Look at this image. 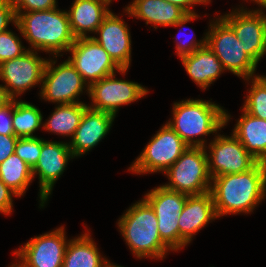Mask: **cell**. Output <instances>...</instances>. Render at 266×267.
Masks as SVG:
<instances>
[{"instance_id": "44dd1931", "label": "cell", "mask_w": 266, "mask_h": 267, "mask_svg": "<svg viewBox=\"0 0 266 267\" xmlns=\"http://www.w3.org/2000/svg\"><path fill=\"white\" fill-rule=\"evenodd\" d=\"M112 0H75L67 12L70 29L75 38L87 37L96 32L103 19L111 12L108 5Z\"/></svg>"}, {"instance_id": "f35d334b", "label": "cell", "mask_w": 266, "mask_h": 267, "mask_svg": "<svg viewBox=\"0 0 266 267\" xmlns=\"http://www.w3.org/2000/svg\"><path fill=\"white\" fill-rule=\"evenodd\" d=\"M253 1H255L260 6H263L264 8H266V0H253Z\"/></svg>"}, {"instance_id": "d6a6232c", "label": "cell", "mask_w": 266, "mask_h": 267, "mask_svg": "<svg viewBox=\"0 0 266 267\" xmlns=\"http://www.w3.org/2000/svg\"><path fill=\"white\" fill-rule=\"evenodd\" d=\"M9 22L16 23V14L11 0H0V33L7 30Z\"/></svg>"}, {"instance_id": "74e56055", "label": "cell", "mask_w": 266, "mask_h": 267, "mask_svg": "<svg viewBox=\"0 0 266 267\" xmlns=\"http://www.w3.org/2000/svg\"><path fill=\"white\" fill-rule=\"evenodd\" d=\"M8 100H9V98L7 97L4 86L0 85V106H2Z\"/></svg>"}, {"instance_id": "484cf974", "label": "cell", "mask_w": 266, "mask_h": 267, "mask_svg": "<svg viewBox=\"0 0 266 267\" xmlns=\"http://www.w3.org/2000/svg\"><path fill=\"white\" fill-rule=\"evenodd\" d=\"M0 179L21 197L33 180L32 168L14 153L0 164Z\"/></svg>"}, {"instance_id": "83f0119b", "label": "cell", "mask_w": 266, "mask_h": 267, "mask_svg": "<svg viewBox=\"0 0 266 267\" xmlns=\"http://www.w3.org/2000/svg\"><path fill=\"white\" fill-rule=\"evenodd\" d=\"M243 110L259 119L266 120V85L256 76L252 79Z\"/></svg>"}, {"instance_id": "7a4b0ae2", "label": "cell", "mask_w": 266, "mask_h": 267, "mask_svg": "<svg viewBox=\"0 0 266 267\" xmlns=\"http://www.w3.org/2000/svg\"><path fill=\"white\" fill-rule=\"evenodd\" d=\"M17 29L32 48L45 52L68 51L75 41L67 11L57 8L43 11L15 12Z\"/></svg>"}, {"instance_id": "5b68a950", "label": "cell", "mask_w": 266, "mask_h": 267, "mask_svg": "<svg viewBox=\"0 0 266 267\" xmlns=\"http://www.w3.org/2000/svg\"><path fill=\"white\" fill-rule=\"evenodd\" d=\"M164 173L170 180L164 185L166 188L187 195L204 194L210 191L212 185L205 147L188 146Z\"/></svg>"}, {"instance_id": "7402d4cb", "label": "cell", "mask_w": 266, "mask_h": 267, "mask_svg": "<svg viewBox=\"0 0 266 267\" xmlns=\"http://www.w3.org/2000/svg\"><path fill=\"white\" fill-rule=\"evenodd\" d=\"M181 60L190 78L203 89L225 70L222 62L207 45L181 57Z\"/></svg>"}, {"instance_id": "836d02e7", "label": "cell", "mask_w": 266, "mask_h": 267, "mask_svg": "<svg viewBox=\"0 0 266 267\" xmlns=\"http://www.w3.org/2000/svg\"><path fill=\"white\" fill-rule=\"evenodd\" d=\"M17 140L18 137L15 135L0 134V164L14 154Z\"/></svg>"}, {"instance_id": "8d00e7d4", "label": "cell", "mask_w": 266, "mask_h": 267, "mask_svg": "<svg viewBox=\"0 0 266 267\" xmlns=\"http://www.w3.org/2000/svg\"><path fill=\"white\" fill-rule=\"evenodd\" d=\"M166 2L175 4L185 10L187 13H195L191 10L195 4L208 3L211 0H165Z\"/></svg>"}, {"instance_id": "cb8c5ba5", "label": "cell", "mask_w": 266, "mask_h": 267, "mask_svg": "<svg viewBox=\"0 0 266 267\" xmlns=\"http://www.w3.org/2000/svg\"><path fill=\"white\" fill-rule=\"evenodd\" d=\"M85 233L72 239L66 247L62 267H109L110 262L103 259L96 243Z\"/></svg>"}, {"instance_id": "8992f818", "label": "cell", "mask_w": 266, "mask_h": 267, "mask_svg": "<svg viewBox=\"0 0 266 267\" xmlns=\"http://www.w3.org/2000/svg\"><path fill=\"white\" fill-rule=\"evenodd\" d=\"M218 19V20H217ZM206 33V45L222 62L224 69L230 70L238 77L249 80L254 76L257 63L245 52L234 30L220 17Z\"/></svg>"}, {"instance_id": "2e32d148", "label": "cell", "mask_w": 266, "mask_h": 267, "mask_svg": "<svg viewBox=\"0 0 266 267\" xmlns=\"http://www.w3.org/2000/svg\"><path fill=\"white\" fill-rule=\"evenodd\" d=\"M73 157L68 143L42 139L40 156L32 168L33 178L35 175H39L41 207L44 206L51 194L55 182L63 174L68 159Z\"/></svg>"}, {"instance_id": "277c9868", "label": "cell", "mask_w": 266, "mask_h": 267, "mask_svg": "<svg viewBox=\"0 0 266 267\" xmlns=\"http://www.w3.org/2000/svg\"><path fill=\"white\" fill-rule=\"evenodd\" d=\"M118 226L130 250L138 257L163 258L171 250L158 232L154 210L143 199L130 207L118 221Z\"/></svg>"}, {"instance_id": "7c38bea8", "label": "cell", "mask_w": 266, "mask_h": 267, "mask_svg": "<svg viewBox=\"0 0 266 267\" xmlns=\"http://www.w3.org/2000/svg\"><path fill=\"white\" fill-rule=\"evenodd\" d=\"M46 62L36 51L34 53L29 49L20 57L3 61L0 64V79L6 83L4 89L7 97L15 99L25 90L41 83Z\"/></svg>"}, {"instance_id": "9c48e42d", "label": "cell", "mask_w": 266, "mask_h": 267, "mask_svg": "<svg viewBox=\"0 0 266 267\" xmlns=\"http://www.w3.org/2000/svg\"><path fill=\"white\" fill-rule=\"evenodd\" d=\"M187 194L166 188L164 185L150 190L144 200L154 210L161 240L172 250H179V217Z\"/></svg>"}, {"instance_id": "6da1fadb", "label": "cell", "mask_w": 266, "mask_h": 267, "mask_svg": "<svg viewBox=\"0 0 266 267\" xmlns=\"http://www.w3.org/2000/svg\"><path fill=\"white\" fill-rule=\"evenodd\" d=\"M210 192L217 217L249 213L266 196V163L258 162L252 169L212 178Z\"/></svg>"}, {"instance_id": "603a6c76", "label": "cell", "mask_w": 266, "mask_h": 267, "mask_svg": "<svg viewBox=\"0 0 266 267\" xmlns=\"http://www.w3.org/2000/svg\"><path fill=\"white\" fill-rule=\"evenodd\" d=\"M233 134L256 160L266 163V120L243 110Z\"/></svg>"}, {"instance_id": "f546056e", "label": "cell", "mask_w": 266, "mask_h": 267, "mask_svg": "<svg viewBox=\"0 0 266 267\" xmlns=\"http://www.w3.org/2000/svg\"><path fill=\"white\" fill-rule=\"evenodd\" d=\"M28 50L22 46L19 37L10 30L0 33V64L3 61L20 57Z\"/></svg>"}, {"instance_id": "f1b7e54d", "label": "cell", "mask_w": 266, "mask_h": 267, "mask_svg": "<svg viewBox=\"0 0 266 267\" xmlns=\"http://www.w3.org/2000/svg\"><path fill=\"white\" fill-rule=\"evenodd\" d=\"M42 139L38 137L18 138L14 153L33 168L40 156Z\"/></svg>"}, {"instance_id": "60d3db41", "label": "cell", "mask_w": 266, "mask_h": 267, "mask_svg": "<svg viewBox=\"0 0 266 267\" xmlns=\"http://www.w3.org/2000/svg\"><path fill=\"white\" fill-rule=\"evenodd\" d=\"M109 267H122V266L114 265L111 263Z\"/></svg>"}, {"instance_id": "ffe728a7", "label": "cell", "mask_w": 266, "mask_h": 267, "mask_svg": "<svg viewBox=\"0 0 266 267\" xmlns=\"http://www.w3.org/2000/svg\"><path fill=\"white\" fill-rule=\"evenodd\" d=\"M115 116L87 108L80 125L70 141L69 148L74 157L81 156L96 146L109 132Z\"/></svg>"}, {"instance_id": "52a82bcc", "label": "cell", "mask_w": 266, "mask_h": 267, "mask_svg": "<svg viewBox=\"0 0 266 267\" xmlns=\"http://www.w3.org/2000/svg\"><path fill=\"white\" fill-rule=\"evenodd\" d=\"M187 148L183 139L166 123L149 141L129 170L137 174L165 172Z\"/></svg>"}, {"instance_id": "d590c367", "label": "cell", "mask_w": 266, "mask_h": 267, "mask_svg": "<svg viewBox=\"0 0 266 267\" xmlns=\"http://www.w3.org/2000/svg\"><path fill=\"white\" fill-rule=\"evenodd\" d=\"M204 46H206V35H205V38L200 40V42H196V40H193V39H191L190 42L189 41H185L184 43L177 42L176 53L181 58L185 55H189L193 53L195 50L200 49Z\"/></svg>"}, {"instance_id": "ac0fdd59", "label": "cell", "mask_w": 266, "mask_h": 267, "mask_svg": "<svg viewBox=\"0 0 266 267\" xmlns=\"http://www.w3.org/2000/svg\"><path fill=\"white\" fill-rule=\"evenodd\" d=\"M132 17L146 21V24L159 26H182L198 18L196 13H187L181 7L165 0H134L125 8ZM157 26V27H156Z\"/></svg>"}, {"instance_id": "30bf717a", "label": "cell", "mask_w": 266, "mask_h": 267, "mask_svg": "<svg viewBox=\"0 0 266 267\" xmlns=\"http://www.w3.org/2000/svg\"><path fill=\"white\" fill-rule=\"evenodd\" d=\"M56 61L47 60L42 80L40 96L57 104L83 103L75 98L86 86L80 73L67 59L58 66Z\"/></svg>"}, {"instance_id": "ab89813d", "label": "cell", "mask_w": 266, "mask_h": 267, "mask_svg": "<svg viewBox=\"0 0 266 267\" xmlns=\"http://www.w3.org/2000/svg\"><path fill=\"white\" fill-rule=\"evenodd\" d=\"M266 85V76H257Z\"/></svg>"}, {"instance_id": "8fae6325", "label": "cell", "mask_w": 266, "mask_h": 267, "mask_svg": "<svg viewBox=\"0 0 266 267\" xmlns=\"http://www.w3.org/2000/svg\"><path fill=\"white\" fill-rule=\"evenodd\" d=\"M208 171L211 178L226 174L242 173L252 169L256 160L232 134L230 137L217 135L209 144ZM211 158V159H210Z\"/></svg>"}, {"instance_id": "4316f807", "label": "cell", "mask_w": 266, "mask_h": 267, "mask_svg": "<svg viewBox=\"0 0 266 267\" xmlns=\"http://www.w3.org/2000/svg\"><path fill=\"white\" fill-rule=\"evenodd\" d=\"M42 118V114L36 106L16 100L12 117L15 136L18 138L36 137L33 136V132L41 126Z\"/></svg>"}, {"instance_id": "d6986e66", "label": "cell", "mask_w": 266, "mask_h": 267, "mask_svg": "<svg viewBox=\"0 0 266 267\" xmlns=\"http://www.w3.org/2000/svg\"><path fill=\"white\" fill-rule=\"evenodd\" d=\"M179 249L187 245L193 235L206 224L217 218L211 192L187 195L186 203L179 217Z\"/></svg>"}, {"instance_id": "ba28073f", "label": "cell", "mask_w": 266, "mask_h": 267, "mask_svg": "<svg viewBox=\"0 0 266 267\" xmlns=\"http://www.w3.org/2000/svg\"><path fill=\"white\" fill-rule=\"evenodd\" d=\"M68 51L72 53L68 60L80 73L86 85L89 83L87 90L89 85L115 74V70L123 75L127 71L121 69L92 36L76 38Z\"/></svg>"}, {"instance_id": "9a60e30c", "label": "cell", "mask_w": 266, "mask_h": 267, "mask_svg": "<svg viewBox=\"0 0 266 267\" xmlns=\"http://www.w3.org/2000/svg\"><path fill=\"white\" fill-rule=\"evenodd\" d=\"M239 10L221 18L234 30L236 37L242 41L245 52L258 64L266 53V15L259 9Z\"/></svg>"}, {"instance_id": "e575fe53", "label": "cell", "mask_w": 266, "mask_h": 267, "mask_svg": "<svg viewBox=\"0 0 266 267\" xmlns=\"http://www.w3.org/2000/svg\"><path fill=\"white\" fill-rule=\"evenodd\" d=\"M12 195L17 196L8 186L0 179V212L9 214L12 212L13 201Z\"/></svg>"}, {"instance_id": "3957f363", "label": "cell", "mask_w": 266, "mask_h": 267, "mask_svg": "<svg viewBox=\"0 0 266 267\" xmlns=\"http://www.w3.org/2000/svg\"><path fill=\"white\" fill-rule=\"evenodd\" d=\"M229 119L230 115L215 103L188 99L174 103L173 121L168 124L188 146L206 147L205 140H194V136L217 133Z\"/></svg>"}, {"instance_id": "5bb4252c", "label": "cell", "mask_w": 266, "mask_h": 267, "mask_svg": "<svg viewBox=\"0 0 266 267\" xmlns=\"http://www.w3.org/2000/svg\"><path fill=\"white\" fill-rule=\"evenodd\" d=\"M64 227L32 238L14 253L20 258L14 267H62L68 241Z\"/></svg>"}, {"instance_id": "4fadbf2b", "label": "cell", "mask_w": 266, "mask_h": 267, "mask_svg": "<svg viewBox=\"0 0 266 267\" xmlns=\"http://www.w3.org/2000/svg\"><path fill=\"white\" fill-rule=\"evenodd\" d=\"M115 74L104 77L88 86V93L92 100L89 108L103 111L116 116V112L122 105L134 102L148 93L141 84L117 80Z\"/></svg>"}, {"instance_id": "e0dca14e", "label": "cell", "mask_w": 266, "mask_h": 267, "mask_svg": "<svg viewBox=\"0 0 266 267\" xmlns=\"http://www.w3.org/2000/svg\"><path fill=\"white\" fill-rule=\"evenodd\" d=\"M99 38L92 36L121 69H127L131 61V37L125 22L110 12L97 29Z\"/></svg>"}, {"instance_id": "4dcf8cb0", "label": "cell", "mask_w": 266, "mask_h": 267, "mask_svg": "<svg viewBox=\"0 0 266 267\" xmlns=\"http://www.w3.org/2000/svg\"><path fill=\"white\" fill-rule=\"evenodd\" d=\"M15 12L43 11L57 8L56 0H11Z\"/></svg>"}, {"instance_id": "d4e9b609", "label": "cell", "mask_w": 266, "mask_h": 267, "mask_svg": "<svg viewBox=\"0 0 266 267\" xmlns=\"http://www.w3.org/2000/svg\"><path fill=\"white\" fill-rule=\"evenodd\" d=\"M87 108L88 105L85 103L59 104L49 120L43 124V128L63 136L69 135L72 138Z\"/></svg>"}, {"instance_id": "1f68e13d", "label": "cell", "mask_w": 266, "mask_h": 267, "mask_svg": "<svg viewBox=\"0 0 266 267\" xmlns=\"http://www.w3.org/2000/svg\"><path fill=\"white\" fill-rule=\"evenodd\" d=\"M14 107L15 99H9L0 106V134L2 135H15L12 123Z\"/></svg>"}]
</instances>
